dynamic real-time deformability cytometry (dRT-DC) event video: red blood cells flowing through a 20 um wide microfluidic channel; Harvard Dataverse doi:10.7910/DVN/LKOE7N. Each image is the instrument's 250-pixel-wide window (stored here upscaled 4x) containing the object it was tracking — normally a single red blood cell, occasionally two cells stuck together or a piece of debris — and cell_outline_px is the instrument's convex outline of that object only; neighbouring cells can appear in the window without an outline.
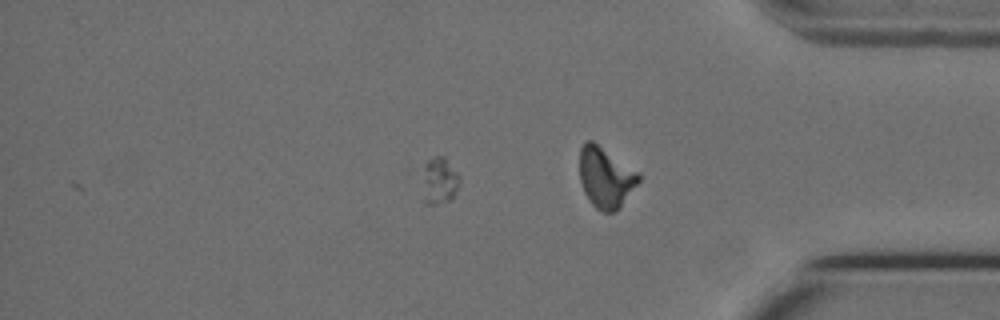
{"species": "Egyptian fruit bat (a non-hibernating species)", "species_latin": "Rousettus aegyptiacus", "temperature_condition": "cold", "stored_images_in_passage": 36, "segment_of_instrument_passage": [2, 2], "camera_frame_rate_fps": 3000, "um_per_image_px": 0.085, "animal": {"sex": "female"}, "frame": {"image": 1, "passage_image": 36, "time_ms": 11.667, "image_size_px": [1000, 320], "cell_outline_px": [[460, 184], [452, 200], [436, 204], [424, 204], [424, 164], [428, 160], [436, 156], [444, 156], [460, 176]], "centroid_in_image_um": [37.39, 15.38], "position_along_channel_um": 397.8, "area_um2": 10.12}}